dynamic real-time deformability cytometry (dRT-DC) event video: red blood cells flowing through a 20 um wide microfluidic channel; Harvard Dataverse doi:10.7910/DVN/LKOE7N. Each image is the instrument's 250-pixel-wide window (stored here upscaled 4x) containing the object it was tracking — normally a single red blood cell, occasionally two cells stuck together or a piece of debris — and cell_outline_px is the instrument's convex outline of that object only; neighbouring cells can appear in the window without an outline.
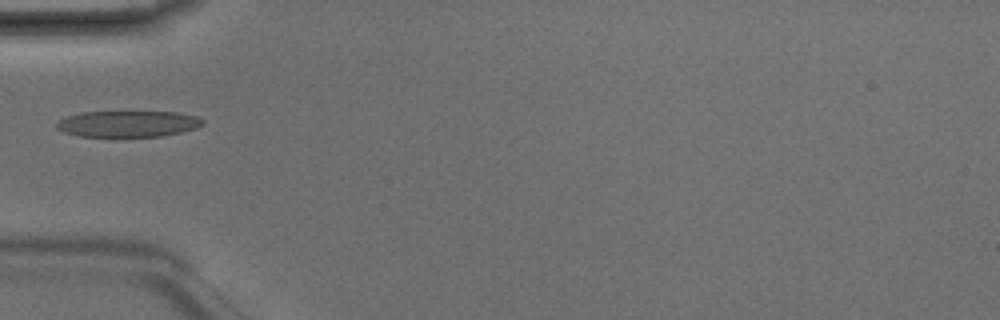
{"species": "Egyptian fruit bat (a non-hibernating species)", "species_latin": "Rousettus aegyptiacus", "temperature_condition": "room temperature", "stored_images_in_passage": 5, "camera_frame_rate_fps": 3000, "um_per_image_px": 0.085, "animal": {"sex": "male"}, "frame": {"image": 1, "passage_image": 5, "time_ms": 1.333, "image_size_px": [1000, 320], "cell_outline_px": [[204, 124], [196, 128], [180, 132], [160, 136], [80, 136], [64, 132], [56, 128], [56, 124], [64, 116], [80, 112], [180, 112], [196, 116], [204, 120]], "centroid_in_image_um": [10.87, 10.51], "position_along_channel_um": 74.1, "area_um2": 22.25}}